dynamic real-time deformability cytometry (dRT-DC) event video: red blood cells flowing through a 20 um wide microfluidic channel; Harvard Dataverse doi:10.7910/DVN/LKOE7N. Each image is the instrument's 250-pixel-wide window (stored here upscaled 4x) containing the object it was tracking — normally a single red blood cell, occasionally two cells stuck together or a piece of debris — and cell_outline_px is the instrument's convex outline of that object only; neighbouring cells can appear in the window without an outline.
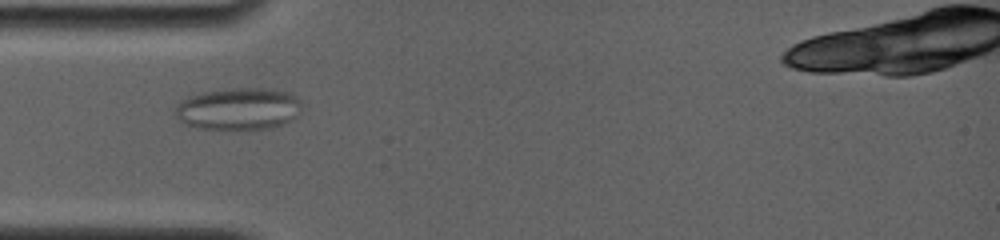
{"species": "common noctule bat (a hibernating species)", "species_latin": "Nyctalus noctula", "temperature_condition": "room temperature", "stored_images_in_passage": 13, "camera_frame_rate_fps": 4000, "um_per_image_px": 0.085, "animal": {"sex": "female", "body_mass_g": 19.0, "forearm_length_mm": 56.7}, "frame": {"image": 1, "passage_image": 3, "time_ms": 1.25, "image_size_px": [1000, 240], "cell_outline_px": [[300, 112], [296, 116], [280, 124], [268, 128], [196, 128], [180, 120], [176, 116], [176, 104], [188, 96], [204, 92], [232, 88], [268, 88], [288, 92], [296, 96], [300, 100]], "centroid_in_image_um": [20.27, 9.22], "position_along_channel_um": 64.7, "area_um2": 30.52}}
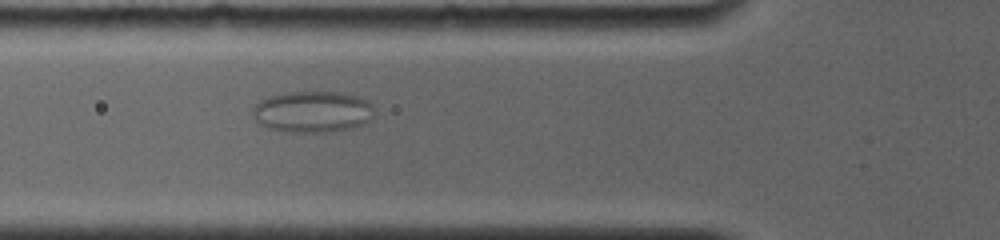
{"frame": {"image": 2, "passage_image": 6, "time_ms": 2.25, "image_size_px": [1000, 240], "cell_outline_px": [[376, 112], [364, 124], [348, 128], [328, 132], [292, 132], [268, 128], [256, 120], [252, 112], [256, 104], [260, 100], [268, 96], [292, 92], [340, 92], [356, 96], [368, 100], [376, 108]], "centroid_in_image_um": [26.61, 9.49], "position_along_channel_um": 99.2, "area_um2": 29.25}}
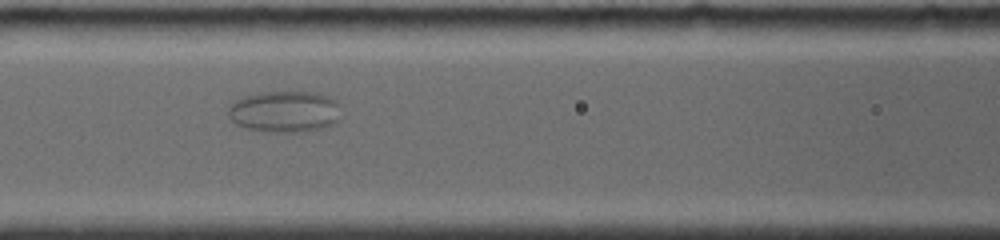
{"frame": {"image": 3, "passage_image": 10, "time_ms": 3.5, "image_size_px": [1000, 240], "cell_outline_px": [[340, 104], [336, 120], [332, 124], [320, 128], [300, 132], [276, 132], [244, 128], [236, 124], [232, 120], [228, 112], [228, 108], [240, 96], [264, 92], [312, 92], [328, 96], [336, 100]], "centroid_in_image_um": [24.16, 9.47], "position_along_channel_um": 142.4, "area_um2": 27.05}}